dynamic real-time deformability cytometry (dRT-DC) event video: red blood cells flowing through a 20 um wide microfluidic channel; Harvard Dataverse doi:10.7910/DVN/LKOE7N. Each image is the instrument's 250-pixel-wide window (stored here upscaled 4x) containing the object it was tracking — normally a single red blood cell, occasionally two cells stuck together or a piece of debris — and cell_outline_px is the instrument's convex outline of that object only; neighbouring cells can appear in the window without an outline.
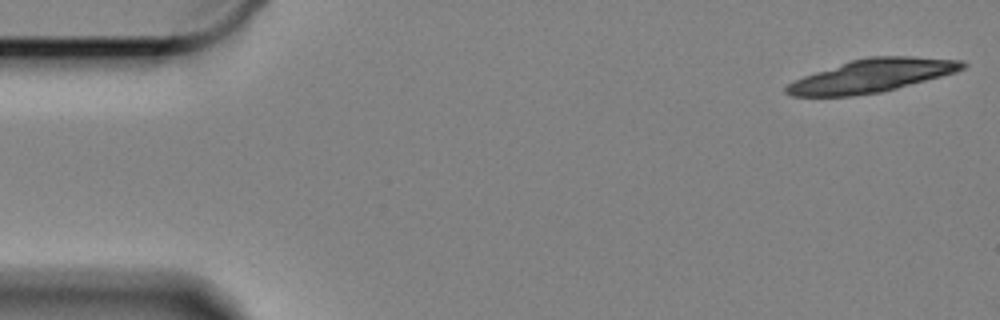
{"species": "Egyptian fruit bat (a non-hibernating species)", "species_latin": "Rousettus aegyptiacus", "temperature_condition": "cold", "stored_images_in_passage": 23, "camera_frame_rate_fps": 3000, "um_per_image_px": 0.085, "animal": {"sex": "female"}, "frame": {"image": 1, "passage_image": 1, "time_ms": 0.0, "image_size_px": [1000, 320], "cell_outline_px": [[968, 64], [964, 68], [956, 72], [896, 88], [880, 92], [852, 96], [792, 96], [784, 92], [784, 88], [788, 84], [804, 76], [852, 60], [868, 56], [908, 56], [964, 60]], "centroid_in_image_um": [74.14, 6.43], "position_along_channel_um": 10.9, "area_um2": 33.64}}